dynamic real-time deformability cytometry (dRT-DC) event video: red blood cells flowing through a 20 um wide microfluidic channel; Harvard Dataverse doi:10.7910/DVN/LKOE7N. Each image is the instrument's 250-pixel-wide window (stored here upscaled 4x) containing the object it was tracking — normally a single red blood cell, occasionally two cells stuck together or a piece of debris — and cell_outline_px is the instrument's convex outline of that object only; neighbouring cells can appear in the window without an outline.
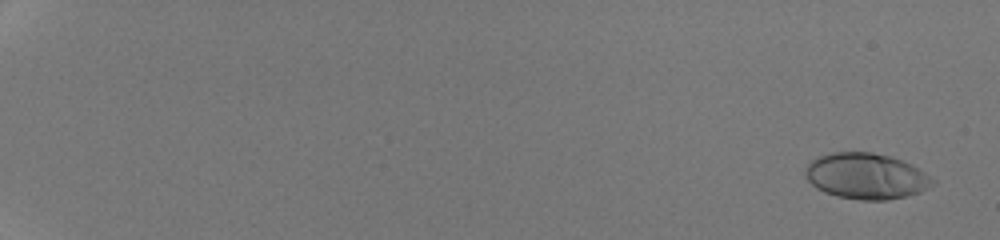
{"species": "human", "species_latin": "Homo sapiens", "temperature_condition": "room temperature", "stored_images_in_passage": 53, "camera_frame_rate_fps": 3000, "um_per_image_px": 0.085, "donor": {"sex": "male"}, "frame": {"image": 1, "passage_image": 3, "time_ms": 0.667, "image_size_px": [1000, 240], "cell_outline_px": [[936, 184], [920, 192], [888, 200], [860, 200], [836, 196], [824, 192], [816, 188], [808, 180], [804, 172], [804, 168], [812, 160], [820, 156], [832, 152], [872, 152], [888, 156], [912, 164], [936, 180]], "centroid_in_image_um": [73.62, 14.97], "position_along_channel_um": 11.4, "area_um2": 34.1}}
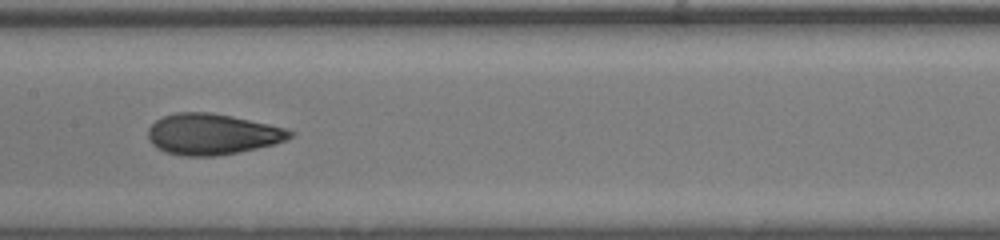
{"frame": {"image": 2, "passage_image": 32, "time_ms": 10.333, "image_size_px": [1000, 240], "cell_outline_px": [[296, 132], [292, 136], [284, 140], [272, 144], [240, 152], [216, 156], [184, 156], [164, 152], [156, 148], [148, 140], [148, 128], [156, 120], [164, 116], [176, 112], [212, 112], [232, 116], [268, 124], [284, 128]], "centroid_in_image_um": [17.99, 11.41], "position_along_channel_um": 189.4, "area_um2": 33.87}}
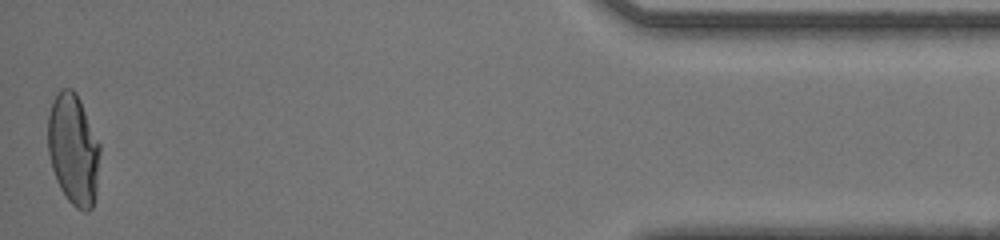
{"frame": {"image": 3, "passage_image": 53, "time_ms": 17.333, "image_size_px": [1000, 240], "cell_outline_px": [[100, 152], [96, 196], [92, 208], [88, 212], [84, 212], [76, 208], [68, 200], [60, 188], [56, 180], [52, 168], [48, 152], [48, 116], [52, 100], [56, 92], [60, 88], [72, 88], [76, 92], [80, 100], [100, 144]], "centroid_in_image_um": [6.24, 12.7], "position_along_channel_um": 429.0, "area_um2": 34.04}, "authors_computed_cell_mechanics": {"area_um2": 33.0616, "velocity_mm_per_s": 4.2972, "shape_relaxation_time_tau1_ms": 5.3799, "shape_relaxation_time_tau2_ms": null, "deformation_change_tau1": 0.199, "deformation_change_tau2": null}}